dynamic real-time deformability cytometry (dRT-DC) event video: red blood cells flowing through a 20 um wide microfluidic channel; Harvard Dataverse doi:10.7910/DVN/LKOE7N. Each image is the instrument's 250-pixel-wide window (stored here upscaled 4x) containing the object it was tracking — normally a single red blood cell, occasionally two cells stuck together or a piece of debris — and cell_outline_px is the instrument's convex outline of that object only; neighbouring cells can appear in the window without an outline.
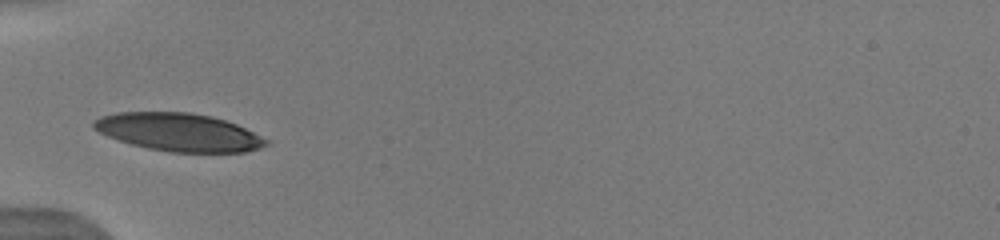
{"species": "human", "species_latin": "Homo sapiens", "temperature_condition": "warm", "stored_images_in_passage": 30, "camera_frame_rate_fps": 3000, "um_per_image_px": 0.085, "donor": {"sex": "male"}, "frame": {"image": 1, "passage_image": 1, "time_ms": 0.0, "image_size_px": [1000, 240], "cell_outline_px": [[268, 144], [260, 148], [244, 152], [172, 152], [148, 148], [132, 144], [108, 136], [92, 128], [92, 124], [100, 116], [116, 112], [188, 112], [212, 116], [236, 124], [268, 140]], "centroid_in_image_um": [15.18, 11.23], "position_along_channel_um": 69.8, "area_um2": 37.8}, "authors_computed_cell_mechanics": {"area_um2": 39.0728, "velocity_mm_per_s": 3.9852, "shape_relaxation_time_tau1_ms": 2.0595, "shape_relaxation_time_tau2_ms": null, "deformation_change_tau1": 0.131, "deformation_change_tau2": null}}